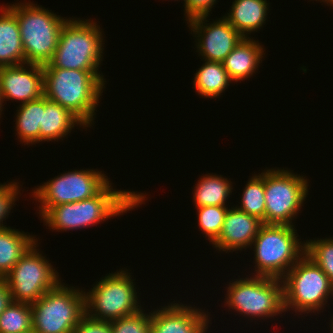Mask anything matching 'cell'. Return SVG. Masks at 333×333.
Masks as SVG:
<instances>
[{
    "label": "cell",
    "instance_id": "6da1fadb",
    "mask_svg": "<svg viewBox=\"0 0 333 333\" xmlns=\"http://www.w3.org/2000/svg\"><path fill=\"white\" fill-rule=\"evenodd\" d=\"M145 198L146 193L113 189L112 182H109L91 198L49 208L41 220L56 232L88 228L142 206Z\"/></svg>",
    "mask_w": 333,
    "mask_h": 333
},
{
    "label": "cell",
    "instance_id": "7a4b0ae2",
    "mask_svg": "<svg viewBox=\"0 0 333 333\" xmlns=\"http://www.w3.org/2000/svg\"><path fill=\"white\" fill-rule=\"evenodd\" d=\"M103 76L100 71L43 67L44 96L70 110L91 128L95 124L100 96L106 88Z\"/></svg>",
    "mask_w": 333,
    "mask_h": 333
},
{
    "label": "cell",
    "instance_id": "3957f363",
    "mask_svg": "<svg viewBox=\"0 0 333 333\" xmlns=\"http://www.w3.org/2000/svg\"><path fill=\"white\" fill-rule=\"evenodd\" d=\"M103 33L96 21L69 17L52 59L43 67L99 71L105 44Z\"/></svg>",
    "mask_w": 333,
    "mask_h": 333
},
{
    "label": "cell",
    "instance_id": "277c9868",
    "mask_svg": "<svg viewBox=\"0 0 333 333\" xmlns=\"http://www.w3.org/2000/svg\"><path fill=\"white\" fill-rule=\"evenodd\" d=\"M7 6L17 17L25 63H49L57 48L63 25L69 18H62L33 2L25 1Z\"/></svg>",
    "mask_w": 333,
    "mask_h": 333
},
{
    "label": "cell",
    "instance_id": "5b68a950",
    "mask_svg": "<svg viewBox=\"0 0 333 333\" xmlns=\"http://www.w3.org/2000/svg\"><path fill=\"white\" fill-rule=\"evenodd\" d=\"M298 237L295 226L263 224L251 245L255 261L251 274L282 279L305 254V241Z\"/></svg>",
    "mask_w": 333,
    "mask_h": 333
},
{
    "label": "cell",
    "instance_id": "8992f818",
    "mask_svg": "<svg viewBox=\"0 0 333 333\" xmlns=\"http://www.w3.org/2000/svg\"><path fill=\"white\" fill-rule=\"evenodd\" d=\"M282 282L284 310L292 309L295 315L319 314L333 297V286L328 276L306 254L286 273Z\"/></svg>",
    "mask_w": 333,
    "mask_h": 333
},
{
    "label": "cell",
    "instance_id": "52a82bcc",
    "mask_svg": "<svg viewBox=\"0 0 333 333\" xmlns=\"http://www.w3.org/2000/svg\"><path fill=\"white\" fill-rule=\"evenodd\" d=\"M251 276L229 282L224 305L250 321L285 315L282 279Z\"/></svg>",
    "mask_w": 333,
    "mask_h": 333
},
{
    "label": "cell",
    "instance_id": "ba28073f",
    "mask_svg": "<svg viewBox=\"0 0 333 333\" xmlns=\"http://www.w3.org/2000/svg\"><path fill=\"white\" fill-rule=\"evenodd\" d=\"M63 283L60 281L31 304L35 333H72L86 314L84 290Z\"/></svg>",
    "mask_w": 333,
    "mask_h": 333
},
{
    "label": "cell",
    "instance_id": "9c48e42d",
    "mask_svg": "<svg viewBox=\"0 0 333 333\" xmlns=\"http://www.w3.org/2000/svg\"><path fill=\"white\" fill-rule=\"evenodd\" d=\"M130 274L124 267L106 274L89 292L84 291L86 314L97 320L113 321L140 311L135 279Z\"/></svg>",
    "mask_w": 333,
    "mask_h": 333
},
{
    "label": "cell",
    "instance_id": "30bf717a",
    "mask_svg": "<svg viewBox=\"0 0 333 333\" xmlns=\"http://www.w3.org/2000/svg\"><path fill=\"white\" fill-rule=\"evenodd\" d=\"M292 171L264 169L265 224L294 226L309 192V180Z\"/></svg>",
    "mask_w": 333,
    "mask_h": 333
},
{
    "label": "cell",
    "instance_id": "8fae6325",
    "mask_svg": "<svg viewBox=\"0 0 333 333\" xmlns=\"http://www.w3.org/2000/svg\"><path fill=\"white\" fill-rule=\"evenodd\" d=\"M38 246L36 241L5 276L12 301L31 305L61 281Z\"/></svg>",
    "mask_w": 333,
    "mask_h": 333
},
{
    "label": "cell",
    "instance_id": "7c38bea8",
    "mask_svg": "<svg viewBox=\"0 0 333 333\" xmlns=\"http://www.w3.org/2000/svg\"><path fill=\"white\" fill-rule=\"evenodd\" d=\"M98 169H81L61 173L33 188L34 200L40 202L39 217L49 208L63 203L79 202L97 195L110 181Z\"/></svg>",
    "mask_w": 333,
    "mask_h": 333
},
{
    "label": "cell",
    "instance_id": "4fadbf2b",
    "mask_svg": "<svg viewBox=\"0 0 333 333\" xmlns=\"http://www.w3.org/2000/svg\"><path fill=\"white\" fill-rule=\"evenodd\" d=\"M208 17L195 18L189 22L195 38V48L203 60L223 62L244 38L223 16L213 23Z\"/></svg>",
    "mask_w": 333,
    "mask_h": 333
},
{
    "label": "cell",
    "instance_id": "5bb4252c",
    "mask_svg": "<svg viewBox=\"0 0 333 333\" xmlns=\"http://www.w3.org/2000/svg\"><path fill=\"white\" fill-rule=\"evenodd\" d=\"M160 307L151 311V333H206L210 327L211 315L205 309L179 301Z\"/></svg>",
    "mask_w": 333,
    "mask_h": 333
},
{
    "label": "cell",
    "instance_id": "9a60e30c",
    "mask_svg": "<svg viewBox=\"0 0 333 333\" xmlns=\"http://www.w3.org/2000/svg\"><path fill=\"white\" fill-rule=\"evenodd\" d=\"M43 65L25 63L0 67V93L3 103L15 100L26 103L44 95Z\"/></svg>",
    "mask_w": 333,
    "mask_h": 333
},
{
    "label": "cell",
    "instance_id": "2e32d148",
    "mask_svg": "<svg viewBox=\"0 0 333 333\" xmlns=\"http://www.w3.org/2000/svg\"><path fill=\"white\" fill-rule=\"evenodd\" d=\"M262 225L263 222L258 217L249 215L233 205L228 209L221 233L212 246L226 253L251 248Z\"/></svg>",
    "mask_w": 333,
    "mask_h": 333
},
{
    "label": "cell",
    "instance_id": "e0dca14e",
    "mask_svg": "<svg viewBox=\"0 0 333 333\" xmlns=\"http://www.w3.org/2000/svg\"><path fill=\"white\" fill-rule=\"evenodd\" d=\"M265 48L252 37L243 38L222 62L232 82L253 77L262 63Z\"/></svg>",
    "mask_w": 333,
    "mask_h": 333
},
{
    "label": "cell",
    "instance_id": "ac0fdd59",
    "mask_svg": "<svg viewBox=\"0 0 333 333\" xmlns=\"http://www.w3.org/2000/svg\"><path fill=\"white\" fill-rule=\"evenodd\" d=\"M85 128V124L70 110L42 96V118L40 125V142L63 141L74 127ZM67 135V136H66Z\"/></svg>",
    "mask_w": 333,
    "mask_h": 333
},
{
    "label": "cell",
    "instance_id": "d6986e66",
    "mask_svg": "<svg viewBox=\"0 0 333 333\" xmlns=\"http://www.w3.org/2000/svg\"><path fill=\"white\" fill-rule=\"evenodd\" d=\"M269 4L267 0H234L231 9L223 17L244 38H248L266 23Z\"/></svg>",
    "mask_w": 333,
    "mask_h": 333
},
{
    "label": "cell",
    "instance_id": "ffe728a7",
    "mask_svg": "<svg viewBox=\"0 0 333 333\" xmlns=\"http://www.w3.org/2000/svg\"><path fill=\"white\" fill-rule=\"evenodd\" d=\"M25 64L20 28L14 12L0 7V67Z\"/></svg>",
    "mask_w": 333,
    "mask_h": 333
},
{
    "label": "cell",
    "instance_id": "44dd1931",
    "mask_svg": "<svg viewBox=\"0 0 333 333\" xmlns=\"http://www.w3.org/2000/svg\"><path fill=\"white\" fill-rule=\"evenodd\" d=\"M35 235L12 229L7 226L0 229V277H5L21 256L36 242Z\"/></svg>",
    "mask_w": 333,
    "mask_h": 333
},
{
    "label": "cell",
    "instance_id": "7402d4cb",
    "mask_svg": "<svg viewBox=\"0 0 333 333\" xmlns=\"http://www.w3.org/2000/svg\"><path fill=\"white\" fill-rule=\"evenodd\" d=\"M231 180L218 174H205L193 188V202L196 208L202 206H228V198L232 194Z\"/></svg>",
    "mask_w": 333,
    "mask_h": 333
},
{
    "label": "cell",
    "instance_id": "603a6c76",
    "mask_svg": "<svg viewBox=\"0 0 333 333\" xmlns=\"http://www.w3.org/2000/svg\"><path fill=\"white\" fill-rule=\"evenodd\" d=\"M198 68L193 80V86L203 98H217L232 83L222 62L207 61Z\"/></svg>",
    "mask_w": 333,
    "mask_h": 333
},
{
    "label": "cell",
    "instance_id": "cb8c5ba5",
    "mask_svg": "<svg viewBox=\"0 0 333 333\" xmlns=\"http://www.w3.org/2000/svg\"><path fill=\"white\" fill-rule=\"evenodd\" d=\"M15 117L16 135L22 144L40 143V125L42 118V96L36 100L22 103L17 107Z\"/></svg>",
    "mask_w": 333,
    "mask_h": 333
},
{
    "label": "cell",
    "instance_id": "d4e9b609",
    "mask_svg": "<svg viewBox=\"0 0 333 333\" xmlns=\"http://www.w3.org/2000/svg\"><path fill=\"white\" fill-rule=\"evenodd\" d=\"M239 210L244 211L249 215H253L262 220L265 224V190H264V170L261 174H253L248 179L241 196Z\"/></svg>",
    "mask_w": 333,
    "mask_h": 333
},
{
    "label": "cell",
    "instance_id": "484cf974",
    "mask_svg": "<svg viewBox=\"0 0 333 333\" xmlns=\"http://www.w3.org/2000/svg\"><path fill=\"white\" fill-rule=\"evenodd\" d=\"M30 330L31 305L12 301L0 315V333H26Z\"/></svg>",
    "mask_w": 333,
    "mask_h": 333
},
{
    "label": "cell",
    "instance_id": "4316f807",
    "mask_svg": "<svg viewBox=\"0 0 333 333\" xmlns=\"http://www.w3.org/2000/svg\"><path fill=\"white\" fill-rule=\"evenodd\" d=\"M197 209L198 226L211 244L221 233L222 225L229 209L227 206H202ZM208 237V238H207Z\"/></svg>",
    "mask_w": 333,
    "mask_h": 333
},
{
    "label": "cell",
    "instance_id": "83f0119b",
    "mask_svg": "<svg viewBox=\"0 0 333 333\" xmlns=\"http://www.w3.org/2000/svg\"><path fill=\"white\" fill-rule=\"evenodd\" d=\"M305 241V254L322 269L333 286V236Z\"/></svg>",
    "mask_w": 333,
    "mask_h": 333
},
{
    "label": "cell",
    "instance_id": "f1b7e54d",
    "mask_svg": "<svg viewBox=\"0 0 333 333\" xmlns=\"http://www.w3.org/2000/svg\"><path fill=\"white\" fill-rule=\"evenodd\" d=\"M144 311L111 321L112 333H151V312Z\"/></svg>",
    "mask_w": 333,
    "mask_h": 333
},
{
    "label": "cell",
    "instance_id": "f546056e",
    "mask_svg": "<svg viewBox=\"0 0 333 333\" xmlns=\"http://www.w3.org/2000/svg\"><path fill=\"white\" fill-rule=\"evenodd\" d=\"M19 185V182L16 181L0 183V229L7 226L3 224V221L8 218L13 206L16 205L18 195H21Z\"/></svg>",
    "mask_w": 333,
    "mask_h": 333
},
{
    "label": "cell",
    "instance_id": "4dcf8cb0",
    "mask_svg": "<svg viewBox=\"0 0 333 333\" xmlns=\"http://www.w3.org/2000/svg\"><path fill=\"white\" fill-rule=\"evenodd\" d=\"M217 2V0H185L183 5L185 20L189 22L195 18L209 17L210 11Z\"/></svg>",
    "mask_w": 333,
    "mask_h": 333
},
{
    "label": "cell",
    "instance_id": "1f68e13d",
    "mask_svg": "<svg viewBox=\"0 0 333 333\" xmlns=\"http://www.w3.org/2000/svg\"><path fill=\"white\" fill-rule=\"evenodd\" d=\"M72 333H112L111 321L97 320L85 314Z\"/></svg>",
    "mask_w": 333,
    "mask_h": 333
},
{
    "label": "cell",
    "instance_id": "d6a6232c",
    "mask_svg": "<svg viewBox=\"0 0 333 333\" xmlns=\"http://www.w3.org/2000/svg\"><path fill=\"white\" fill-rule=\"evenodd\" d=\"M12 302L11 293L5 277H0V315Z\"/></svg>",
    "mask_w": 333,
    "mask_h": 333
},
{
    "label": "cell",
    "instance_id": "836d02e7",
    "mask_svg": "<svg viewBox=\"0 0 333 333\" xmlns=\"http://www.w3.org/2000/svg\"><path fill=\"white\" fill-rule=\"evenodd\" d=\"M2 106H4L3 105V100H2V95H1V93H0V118L2 117L1 115L3 114V107Z\"/></svg>",
    "mask_w": 333,
    "mask_h": 333
},
{
    "label": "cell",
    "instance_id": "e575fe53",
    "mask_svg": "<svg viewBox=\"0 0 333 333\" xmlns=\"http://www.w3.org/2000/svg\"><path fill=\"white\" fill-rule=\"evenodd\" d=\"M318 1H320V3L324 2L325 4L333 7V0H318Z\"/></svg>",
    "mask_w": 333,
    "mask_h": 333
},
{
    "label": "cell",
    "instance_id": "d590c367",
    "mask_svg": "<svg viewBox=\"0 0 333 333\" xmlns=\"http://www.w3.org/2000/svg\"><path fill=\"white\" fill-rule=\"evenodd\" d=\"M330 321H331V322H330L331 324H329V325H330V328H331L330 330H331V333H333V320H330Z\"/></svg>",
    "mask_w": 333,
    "mask_h": 333
},
{
    "label": "cell",
    "instance_id": "8d00e7d4",
    "mask_svg": "<svg viewBox=\"0 0 333 333\" xmlns=\"http://www.w3.org/2000/svg\"><path fill=\"white\" fill-rule=\"evenodd\" d=\"M26 333H35L33 330H30L29 332H26Z\"/></svg>",
    "mask_w": 333,
    "mask_h": 333
}]
</instances>
